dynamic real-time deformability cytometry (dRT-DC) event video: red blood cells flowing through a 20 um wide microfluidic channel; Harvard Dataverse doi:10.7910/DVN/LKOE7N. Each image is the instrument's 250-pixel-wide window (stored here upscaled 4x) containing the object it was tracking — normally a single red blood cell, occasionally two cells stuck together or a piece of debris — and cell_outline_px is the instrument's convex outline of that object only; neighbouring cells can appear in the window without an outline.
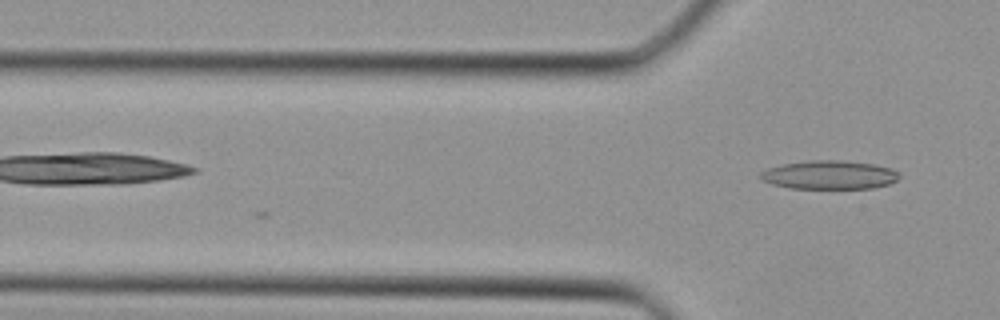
{"species": "Egyptian fruit bat (a non-hibernating species)", "species_latin": "Rousettus aegyptiacus", "temperature_condition": "cold", "stored_images_in_passage": 5, "segment_of_instrument_passage": [2, 2], "camera_frame_rate_fps": 3000, "um_per_image_px": 0.085, "animal": {"sex": "female"}, "frame": {"image": 1, "passage_image": 5, "time_ms": 1.333, "image_size_px": [1000, 320], "cell_outline_px": [[900, 176], [896, 180], [888, 184], [872, 188], [788, 188], [772, 184], [756, 176], [760, 172], [768, 168], [784, 164], [812, 160], [840, 160], [872, 164], [892, 168], [900, 172]], "centroid_in_image_um": [70.49, 14.86], "position_along_channel_um": 55.3, "area_um2": 23.12}}